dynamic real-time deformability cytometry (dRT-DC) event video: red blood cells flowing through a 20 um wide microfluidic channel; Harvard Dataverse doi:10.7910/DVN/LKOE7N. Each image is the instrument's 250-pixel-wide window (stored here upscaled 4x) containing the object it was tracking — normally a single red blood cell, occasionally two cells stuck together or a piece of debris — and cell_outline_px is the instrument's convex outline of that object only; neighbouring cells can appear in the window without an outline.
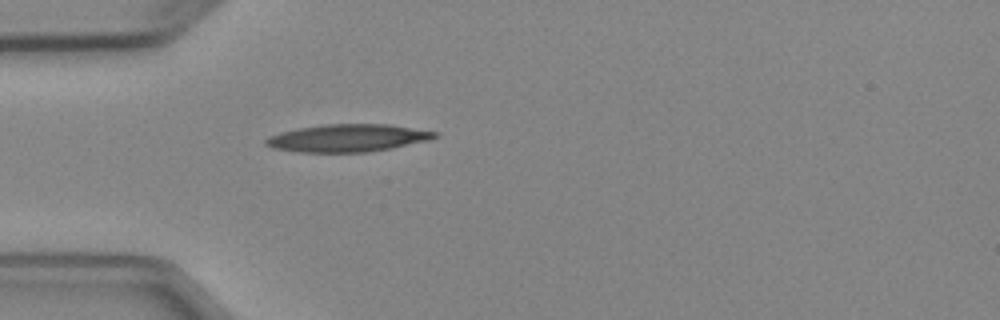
{"species": "Egyptian fruit bat (a non-hibernating species)", "species_latin": "Rousettus aegyptiacus", "temperature_condition": "cold", "stored_images_in_passage": 4, "camera_frame_rate_fps": 3000, "um_per_image_px": 0.085, "animal": {"sex": "female"}, "frame": {"image": 1, "passage_image": 4, "time_ms": 4.333, "image_size_px": [1000, 320], "cell_outline_px": [[440, 136], [428, 140], [388, 148], [364, 152], [300, 152], [272, 148], [264, 144], [264, 140], [268, 136], [280, 132], [296, 128], [324, 124], [388, 124], [440, 132]], "centroid_in_image_um": [29.52, 11.72], "position_along_channel_um": 55.5, "area_um2": 27.11}}